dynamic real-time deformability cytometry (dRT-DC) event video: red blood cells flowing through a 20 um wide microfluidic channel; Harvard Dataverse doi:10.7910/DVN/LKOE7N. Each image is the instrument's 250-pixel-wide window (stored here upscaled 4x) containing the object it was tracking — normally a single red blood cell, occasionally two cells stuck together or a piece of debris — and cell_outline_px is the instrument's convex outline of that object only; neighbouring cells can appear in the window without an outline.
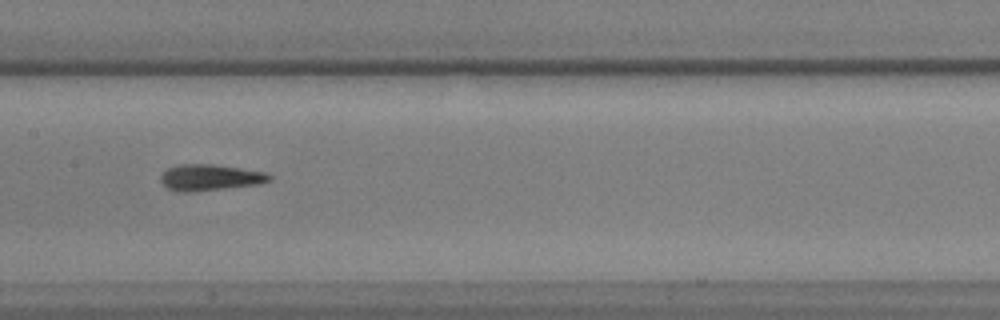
{"species": "common noctule bat (a hibernating species)", "species_latin": "Nyctalus noctula", "temperature_condition": "warm", "stored_images_in_passage": 42, "camera_frame_rate_fps": 3000, "um_per_image_px": 0.085, "animal": {"sex": "male", "body_mass_g": 17.9, "forearm_length_mm": 54.2}, "frame": {"image": 1, "passage_image": 13, "time_ms": 4.0, "image_size_px": [1000, 320], "cell_outline_px": [[272, 180], [260, 184], [224, 188], [184, 192], [176, 192], [168, 188], [160, 180], [160, 176], [168, 168], [180, 164], [212, 164], [240, 168], [264, 172], [272, 176]], "centroid_in_image_um": [17.85, 15.08], "position_along_channel_um": 189.5, "area_um2": 16.42}}
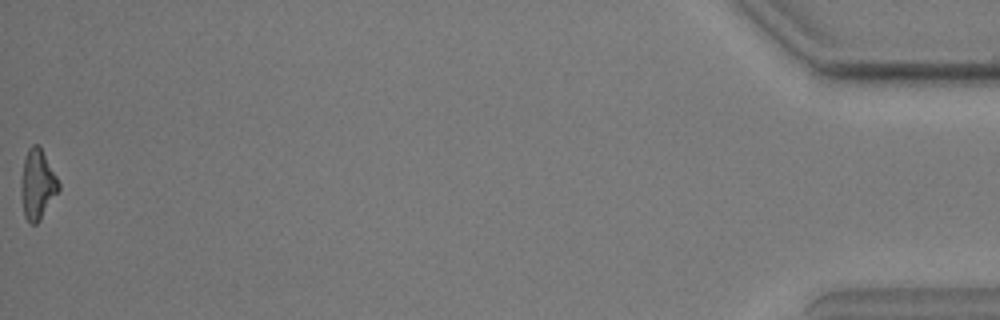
{"frame": {"image": 2, "passage_image": 42, "time_ms": 13.667, "image_size_px": [1000, 320], "cell_outline_px": [[60, 188], [40, 220], [36, 224], [32, 224], [24, 216], [20, 196], [20, 180], [24, 160], [28, 148], [32, 144], [40, 144], [60, 184]], "centroid_in_image_um": [3.16, 15.65], "position_along_channel_um": 432.0, "area_um2": 15.43}}